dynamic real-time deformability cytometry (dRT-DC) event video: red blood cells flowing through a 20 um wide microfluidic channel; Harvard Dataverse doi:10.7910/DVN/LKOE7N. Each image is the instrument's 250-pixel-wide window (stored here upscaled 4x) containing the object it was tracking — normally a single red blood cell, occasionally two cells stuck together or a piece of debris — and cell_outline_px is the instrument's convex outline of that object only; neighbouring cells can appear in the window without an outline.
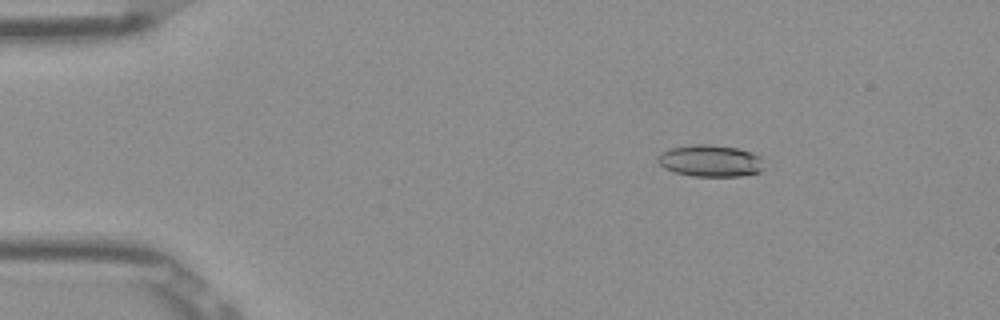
{"species": "Egyptian fruit bat (a non-hibernating species)", "species_latin": "Rousettus aegyptiacus", "temperature_condition": "room temperature", "stored_images_in_passage": 52, "camera_frame_rate_fps": 3000, "um_per_image_px": 0.085, "frame": {"image": 1, "passage_image": 8, "time_ms": 2.333, "image_size_px": [1000, 320], "cell_outline_px": [[764, 168], [760, 172], [740, 176], [692, 176], [676, 172], [664, 168], [656, 160], [656, 156], [660, 152], [668, 148], [692, 144], [712, 144], [736, 148], [752, 152], [760, 156]], "centroid_in_image_um": [60.35, 13.66], "position_along_channel_um": 24.7, "area_um2": 19.94}}
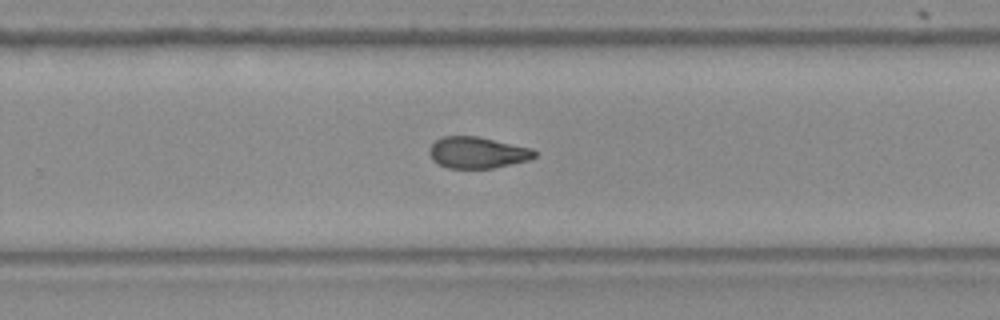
{"frame": {"image": 2, "passage_image": 34, "time_ms": 11.0, "image_size_px": [1000, 320], "cell_outline_px": [[536, 156], [528, 160], [492, 168], [448, 168], [432, 160], [428, 152], [428, 148], [436, 140], [444, 136], [476, 136], [532, 148], [536, 152]], "centroid_in_image_um": [40.55, 12.96], "position_along_channel_um": 289.2, "area_um2": 19.13}}
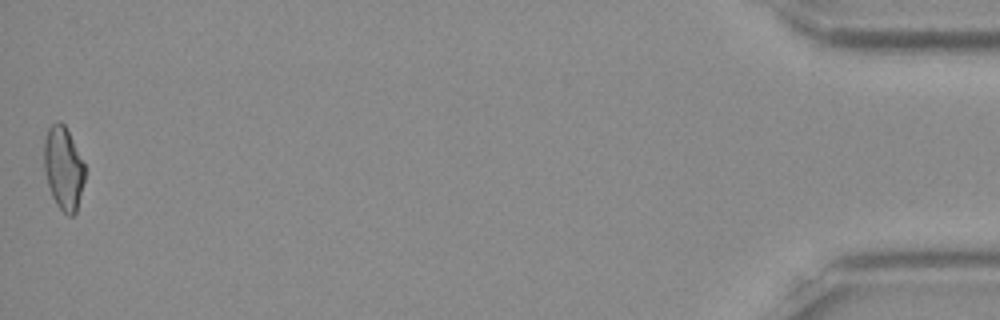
{"frame": {"image": 3, "passage_image": 52, "time_ms": 17.0, "image_size_px": [1000, 320], "cell_outline_px": [[84, 180], [76, 212], [72, 216], [68, 216], [56, 204], [52, 196], [44, 172], [44, 140], [48, 128], [56, 120], [60, 120], [64, 124], [84, 164]], "centroid_in_image_um": [5.37, 14.29], "position_along_channel_um": 429.8, "area_um2": 19.54}, "authors_computed_cell_mechanics": {"area_um2": 19.9988, "velocity_mm_per_s": 3.914, "shape_relaxation_time_tau1_ms": null, "shape_relaxation_time_tau2_ms": 3.2739, "deformation_change_tau1": null, "deformation_change_tau2": 0.1046}}